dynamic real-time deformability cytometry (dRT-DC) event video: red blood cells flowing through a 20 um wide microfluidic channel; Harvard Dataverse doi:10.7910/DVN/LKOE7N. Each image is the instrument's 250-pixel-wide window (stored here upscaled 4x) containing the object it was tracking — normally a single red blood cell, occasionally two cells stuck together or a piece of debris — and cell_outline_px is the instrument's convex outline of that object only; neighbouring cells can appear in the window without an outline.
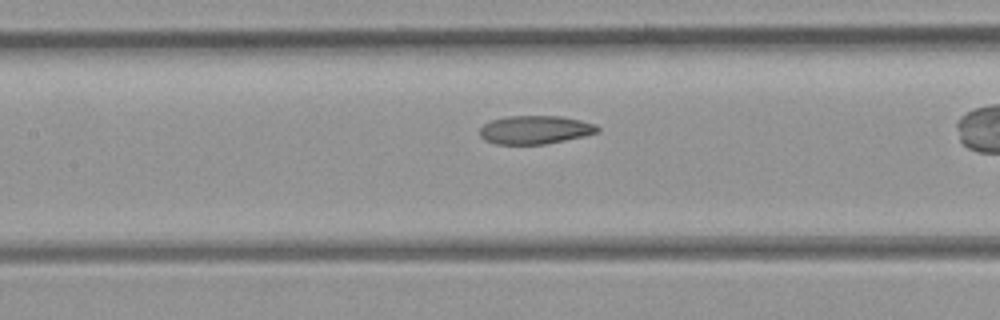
{"species": "common noctule bat (a hibernating species)", "species_latin": "Nyctalus noctula", "temperature_condition": "room temperature", "stored_images_in_passage": 24, "camera_frame_rate_fps": 3000, "um_per_image_px": 0.085, "animal": {"sex": "female", "body_mass_g": 21.9}, "frame": {"image": 1, "passage_image": 8, "time_ms": 2.333, "image_size_px": [1000, 320], "cell_outline_px": [[600, 132], [584, 136], [544, 144], [496, 144], [484, 140], [480, 136], [480, 128], [484, 124], [492, 120], [508, 116], [564, 116], [596, 124], [600, 128]], "centroid_in_image_um": [45.5, 11.03], "position_along_channel_um": 161.9, "area_um2": 19.54}}
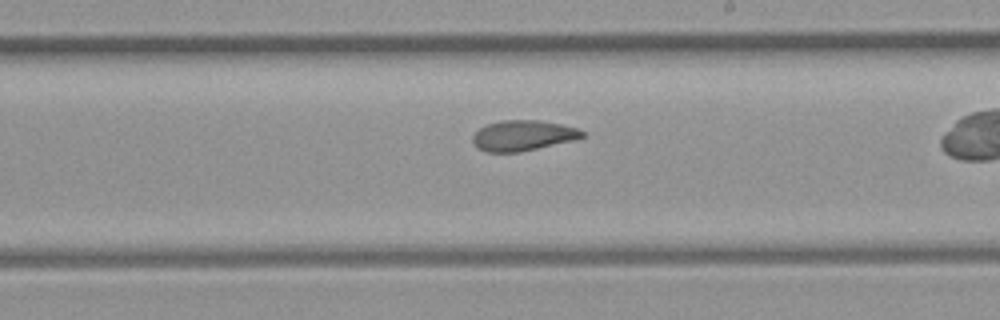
{"frame": {"image": 2, "passage_image": 14, "time_ms": 4.333, "image_size_px": [1000, 320], "cell_outline_px": [[584, 136], [572, 140], [520, 152], [484, 152], [476, 148], [472, 144], [472, 136], [480, 128], [488, 124], [504, 120], [536, 120], [560, 124], [576, 128], [584, 132]], "centroid_in_image_um": [44.38, 11.53], "position_along_channel_um": 244.6, "area_um2": 19.25}}
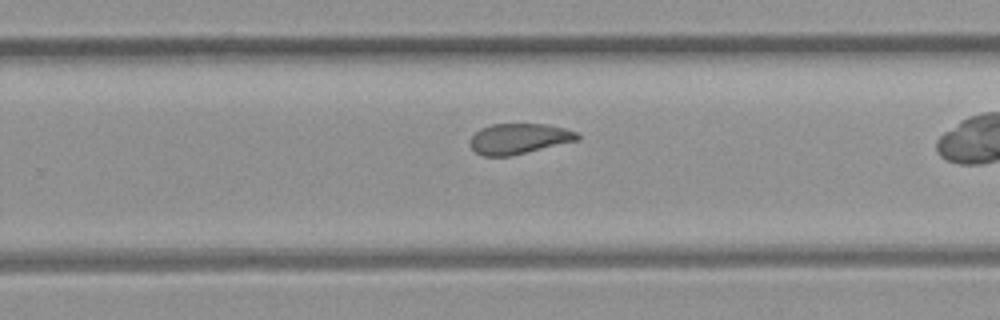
{"frame": {"image": 3, "passage_image": 17, "time_ms": 5.333, "image_size_px": [1000, 320], "cell_outline_px": [[580, 140], [512, 156], [484, 156], [476, 152], [468, 144], [468, 140], [480, 128], [492, 124], [548, 124], [564, 128], [576, 132], [580, 136]], "centroid_in_image_um": [44.11, 11.79], "position_along_channel_um": 285.7, "area_um2": 19.31}}